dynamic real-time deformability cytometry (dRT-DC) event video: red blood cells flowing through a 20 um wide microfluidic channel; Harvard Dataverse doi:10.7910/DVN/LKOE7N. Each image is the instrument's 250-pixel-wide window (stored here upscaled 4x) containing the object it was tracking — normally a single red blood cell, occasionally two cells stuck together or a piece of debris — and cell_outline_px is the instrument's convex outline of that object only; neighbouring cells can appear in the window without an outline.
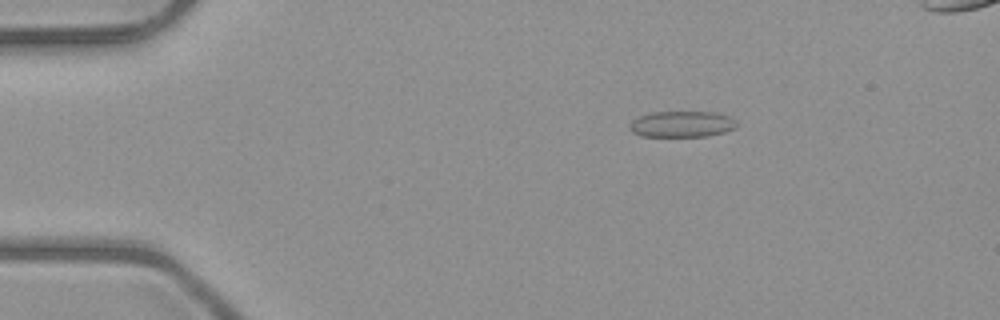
{"species": "common noctule bat (a hibernating species)", "species_latin": "Nyctalus noctula", "temperature_condition": "room temperature", "stored_images_in_passage": 45, "camera_frame_rate_fps": 3000, "um_per_image_px": 0.085, "animal": {"sex": "male", "body_mass_g": 23.1, "forearm_length_mm": 52.7}, "frame": {"image": 1, "passage_image": 3, "time_ms": 0.667, "image_size_px": [1000, 320], "cell_outline_px": [[736, 128], [724, 132], [704, 136], [640, 136], [632, 132], [628, 128], [628, 124], [632, 120], [640, 116], [652, 112], [712, 112], [728, 116], [736, 120]], "centroid_in_image_um": [57.92, 10.55], "position_along_channel_um": 27.1, "area_um2": 16.24}}
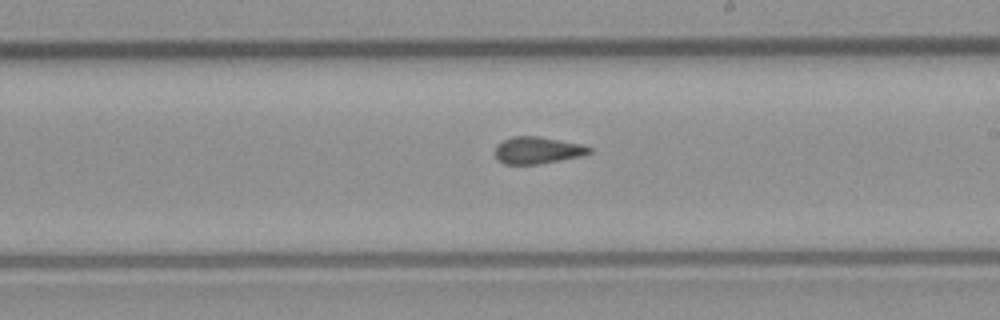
{"frame": {"image": 2, "passage_image": 24, "time_ms": 7.667, "image_size_px": [1000, 320], "cell_outline_px": [[592, 152], [580, 156], [540, 164], [504, 164], [492, 152], [496, 144], [512, 136], [540, 136], [580, 144], [592, 148]], "centroid_in_image_um": [45.64, 12.77], "position_along_channel_um": 243.4, "area_um2": 14.85}}
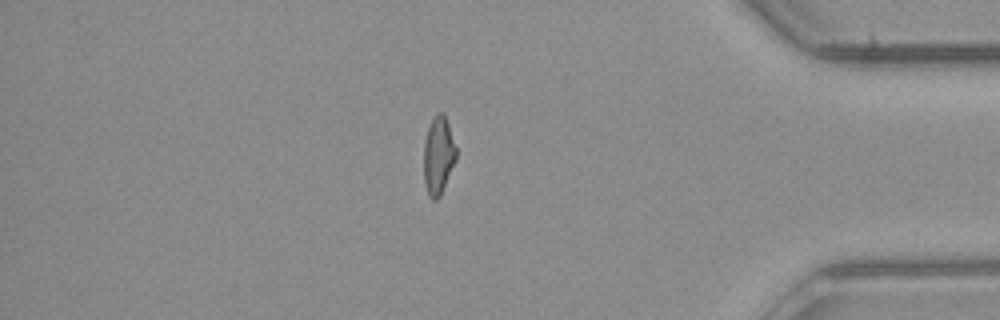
{"frame": {"image": 3, "passage_image": 38, "time_ms": 12.333, "image_size_px": [1000, 320], "cell_outline_px": [[456, 160], [440, 196], [436, 200], [432, 200], [428, 196], [424, 184], [424, 140], [428, 128], [436, 112], [444, 112], [456, 148]], "centroid_in_image_um": [37.25, 13.23], "position_along_channel_um": 398.0, "area_um2": 14.74}, "authors_computed_cell_mechanics": {"area_um2": 15.1436, "velocity_mm_per_s": 4.0377, "shape_relaxation_time_tau1_ms": null, "shape_relaxation_time_tau2_ms": 2.0489, "deformation_change_tau1": null, "deformation_change_tau2": 0.0778}}